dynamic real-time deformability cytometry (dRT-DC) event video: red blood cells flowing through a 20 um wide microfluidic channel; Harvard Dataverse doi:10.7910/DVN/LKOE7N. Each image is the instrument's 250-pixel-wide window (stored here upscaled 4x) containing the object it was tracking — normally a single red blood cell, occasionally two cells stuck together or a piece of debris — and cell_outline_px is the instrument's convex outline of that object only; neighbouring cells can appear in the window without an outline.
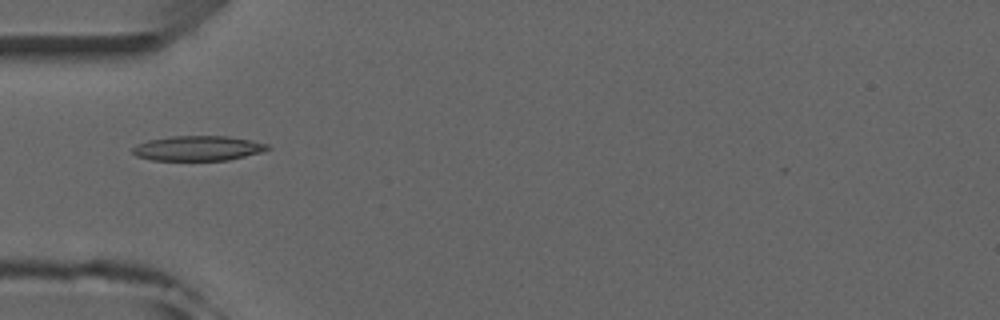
{"species": "common noctule bat (a hibernating species)", "species_latin": "Nyctalus noctula", "temperature_condition": "room temperature", "stored_images_in_passage": 5, "camera_frame_rate_fps": 3000, "um_per_image_px": 0.085, "animal": {"sex": "male", "forearm_length_mm": 52.5}, "frame": {"image": 1, "passage_image": 5, "time_ms": 4.667, "image_size_px": [1000, 320], "cell_outline_px": [[272, 148], [260, 152], [228, 160], [152, 160], [136, 156], [132, 152], [132, 148], [136, 144], [148, 140], [172, 136], [228, 136], [252, 140], [268, 144]], "centroid_in_image_um": [16.82, 12.6], "position_along_channel_um": 68.2, "area_um2": 19.59}}